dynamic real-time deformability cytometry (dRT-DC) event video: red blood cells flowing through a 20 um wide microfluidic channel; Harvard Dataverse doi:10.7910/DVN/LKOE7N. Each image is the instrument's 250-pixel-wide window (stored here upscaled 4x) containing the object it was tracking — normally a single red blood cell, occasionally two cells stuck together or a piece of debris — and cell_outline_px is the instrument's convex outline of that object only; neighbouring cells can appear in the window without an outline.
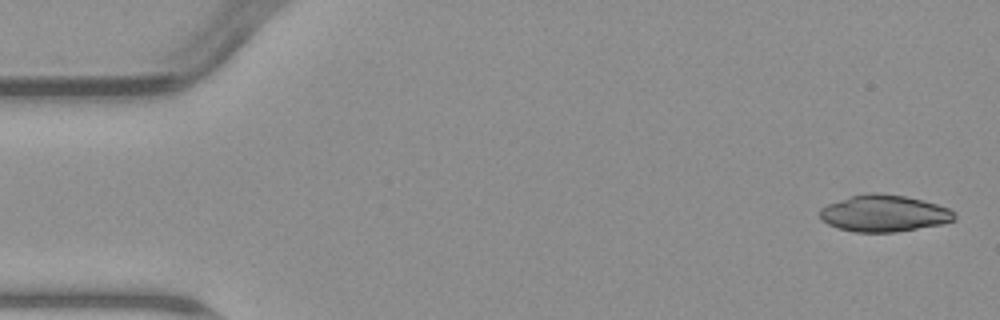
{"species": "common noctule bat (a hibernating species)", "species_latin": "Nyctalus noctula", "temperature_condition": "warm", "stored_images_in_passage": 6, "segment_of_instrument_passage": [1, 2], "camera_frame_rate_fps": 3000, "um_per_image_px": 0.085, "animal": {"sex": "male", "body_mass_g": 23.1, "forearm_length_mm": 52.7}, "frame": {"image": 1, "passage_image": 1, "time_ms": 0.0, "image_size_px": [1000, 320], "cell_outline_px": [[956, 220], [940, 224], [896, 232], [856, 232], [840, 228], [828, 224], [820, 220], [820, 208], [828, 204], [852, 196], [868, 192], [876, 192], [904, 196], [924, 200], [948, 208], [956, 212]], "centroid_in_image_um": [75.16, 18.13], "position_along_channel_um": 9.8, "area_um2": 28.73}}